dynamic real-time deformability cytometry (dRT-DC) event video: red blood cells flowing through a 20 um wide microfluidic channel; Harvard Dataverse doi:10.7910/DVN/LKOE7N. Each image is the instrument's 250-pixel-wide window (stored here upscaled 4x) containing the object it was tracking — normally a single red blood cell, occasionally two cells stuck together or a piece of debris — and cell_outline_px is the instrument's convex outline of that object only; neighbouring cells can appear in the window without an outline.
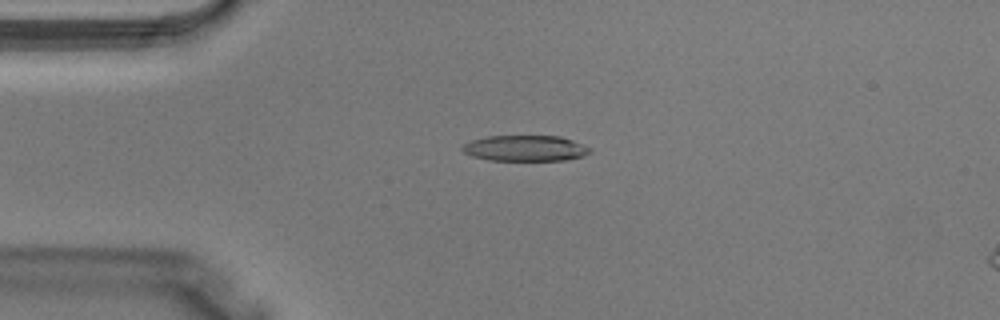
{"species": "Egyptian fruit bat (a non-hibernating species)", "species_latin": "Rousettus aegyptiacus", "temperature_condition": "warm", "stored_images_in_passage": 2, "camera_frame_rate_fps": 3000, "um_per_image_px": 0.085, "animal": {"sex": "male"}, "frame": {"image": 1, "passage_image": 1, "time_ms": 0.0, "image_size_px": [1000, 320], "cell_outline_px": [[592, 152], [584, 156], [564, 160], [488, 160], [472, 156], [464, 152], [460, 148], [464, 144], [472, 140], [488, 136], [560, 136], [572, 140], [592, 148]], "centroid_in_image_um": [44.66, 12.6], "position_along_channel_um": 40.3, "area_um2": 19.19}}